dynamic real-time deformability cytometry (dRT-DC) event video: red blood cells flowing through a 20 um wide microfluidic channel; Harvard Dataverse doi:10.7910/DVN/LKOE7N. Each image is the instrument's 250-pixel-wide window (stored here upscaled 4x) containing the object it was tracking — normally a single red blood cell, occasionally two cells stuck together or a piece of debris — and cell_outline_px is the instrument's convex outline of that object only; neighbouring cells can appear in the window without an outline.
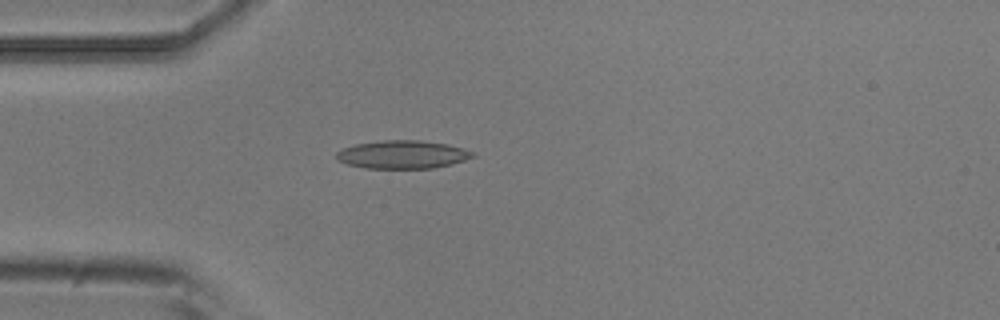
{"species": "common noctule bat (a hibernating species)", "species_latin": "Nyctalus noctula", "temperature_condition": "room temperature", "stored_images_in_passage": 4, "camera_frame_rate_fps": 3000, "um_per_image_px": 0.085, "animal": {"sex": "male", "body_mass_g": 20.5, "forearm_length_mm": 52.5}, "frame": {"image": 1, "passage_image": 4, "time_ms": 1.0, "image_size_px": [1000, 320], "cell_outline_px": [[476, 156], [452, 164], [432, 168], [364, 168], [348, 164], [336, 160], [336, 152], [344, 148], [356, 144], [384, 140], [420, 140], [448, 144], [476, 152]], "centroid_in_image_um": [34.24, 13.13], "position_along_channel_um": 50.8, "area_um2": 22.37}}